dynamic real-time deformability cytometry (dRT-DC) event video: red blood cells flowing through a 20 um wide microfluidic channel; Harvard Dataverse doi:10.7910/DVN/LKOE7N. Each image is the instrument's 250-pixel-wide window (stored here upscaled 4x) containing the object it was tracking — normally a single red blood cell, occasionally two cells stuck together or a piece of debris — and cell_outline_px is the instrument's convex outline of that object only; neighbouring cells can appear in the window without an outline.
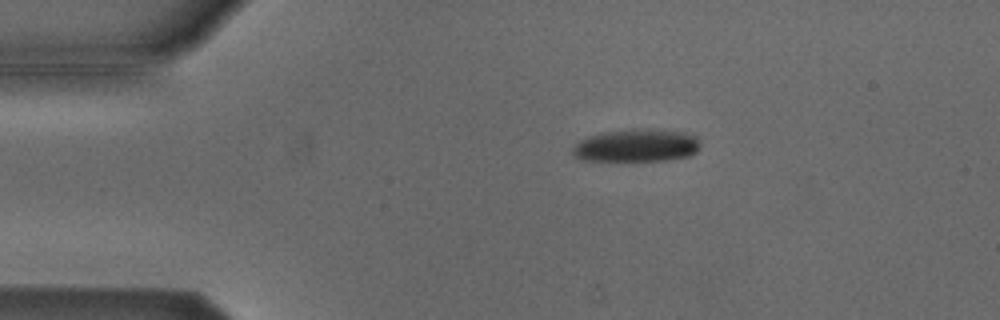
{"species": "Egyptian fruit bat (a non-hibernating species)", "species_latin": "Rousettus aegyptiacus", "temperature_condition": "cold", "stored_images_in_passage": 7, "camera_frame_rate_fps": 3000, "um_per_image_px": 0.085, "animal": {"sex": "male"}, "frame": {"image": 1, "passage_image": 1, "time_ms": 0.0, "image_size_px": [1000, 320], "cell_outline_px": [[700, 148], [696, 152], [688, 156], [664, 160], [580, 160], [572, 156], [572, 148], [580, 140], [588, 136], [604, 132], [632, 128], [684, 132], [696, 136], [700, 140]], "centroid_in_image_um": [54.09, 12.36], "position_along_channel_um": 30.9, "area_um2": 24.33}}
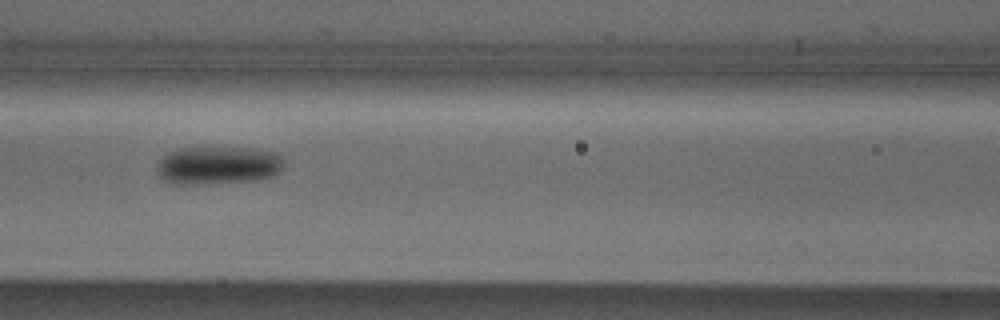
{"frame": {"image": 2, "passage_image": 4, "time_ms": 1.0, "image_size_px": [1000, 320], "cell_outline_px": [[284, 160], [280, 168], [272, 176], [244, 180], [188, 184], [172, 184], [164, 180], [156, 172], [156, 168], [160, 160], [168, 152], [180, 148], [204, 144], [220, 144], [276, 152], [284, 156]], "centroid_in_image_um": [18.47, 13.96], "position_along_channel_um": 148.1, "area_um2": 28.78}}
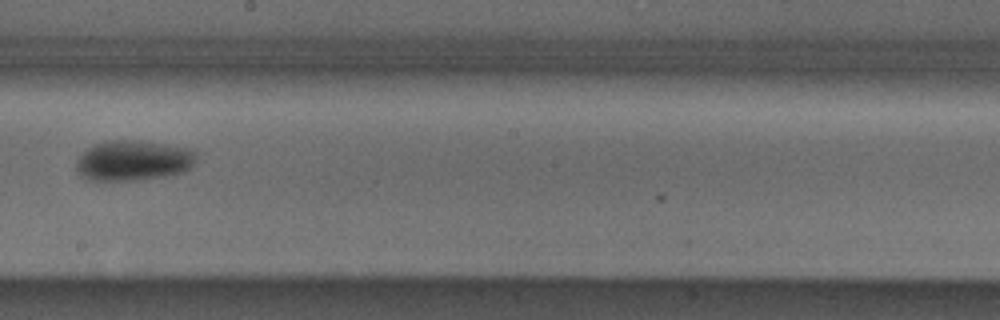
{"frame": {"image": 3, "passage_image": 6, "time_ms": 1.667, "image_size_px": [1000, 320], "cell_outline_px": [[196, 160], [184, 172], [168, 176], [140, 180], [84, 180], [76, 172], [76, 160], [88, 148], [104, 140], [128, 140], [164, 144], [196, 148]], "centroid_in_image_um": [11.33, 13.65], "position_along_channel_um": 236.9, "area_um2": 28.55}}